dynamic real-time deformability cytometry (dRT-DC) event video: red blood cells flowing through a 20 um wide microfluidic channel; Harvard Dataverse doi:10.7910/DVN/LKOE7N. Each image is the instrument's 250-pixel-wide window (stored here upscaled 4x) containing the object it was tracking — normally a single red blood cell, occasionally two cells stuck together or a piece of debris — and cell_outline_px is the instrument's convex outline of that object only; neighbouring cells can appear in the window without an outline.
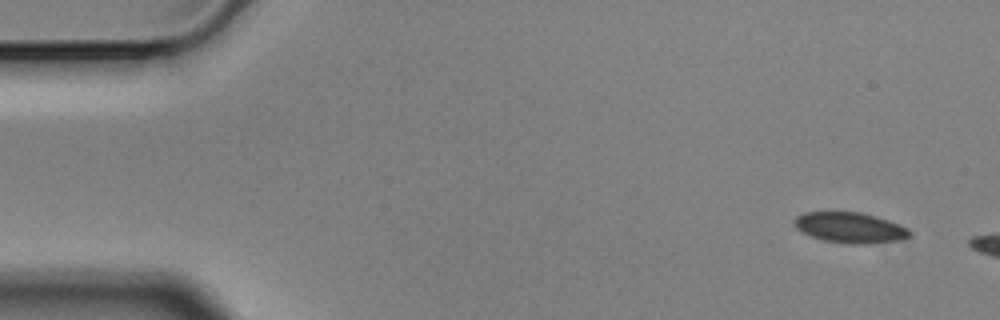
{"species": "Egyptian fruit bat (a non-hibernating species)", "species_latin": "Rousettus aegyptiacus", "temperature_condition": "cold", "stored_images_in_passage": 5, "camera_frame_rate_fps": 3000, "um_per_image_px": 0.085, "animal": {"sex": "male"}, "frame": {"image": 1, "passage_image": 1, "time_ms": 0.0, "image_size_px": [1000, 320], "cell_outline_px": [[912, 232], [908, 236], [896, 240], [860, 244], [856, 244], [824, 240], [812, 236], [796, 228], [792, 220], [796, 216], [804, 212], [860, 212], [876, 216], [900, 224], [908, 228]], "centroid_in_image_um": [72.23, 19.32], "position_along_channel_um": 12.8, "area_um2": 20.23}}